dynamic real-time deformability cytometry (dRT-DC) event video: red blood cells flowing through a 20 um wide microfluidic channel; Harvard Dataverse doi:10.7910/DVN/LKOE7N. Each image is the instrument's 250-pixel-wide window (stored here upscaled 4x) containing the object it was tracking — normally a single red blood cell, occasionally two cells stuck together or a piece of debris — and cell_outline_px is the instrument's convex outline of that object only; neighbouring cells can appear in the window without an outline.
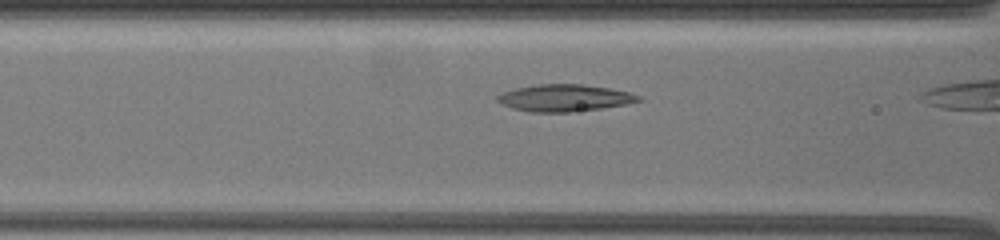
{"species": "common noctule bat (a hibernating species)", "species_latin": "Nyctalus noctula", "temperature_condition": "warm", "stored_images_in_passage": 6, "camera_frame_rate_fps": 3000, "um_per_image_px": 0.085, "animal": {"sex": "female", "body_mass_g": 19.5, "forearm_length_mm": 54.1}, "frame": {"image": 1, "passage_image": 3, "time_ms": 1.0, "image_size_px": [1000, 240], "cell_outline_px": [[644, 100], [624, 104], [600, 108], [568, 112], [528, 112], [512, 108], [500, 104], [496, 100], [496, 96], [504, 92], [516, 88], [540, 84], [584, 84], [608, 88], [628, 92], [640, 96]], "centroid_in_image_um": [47.95, 8.32], "position_along_channel_um": 118.7, "area_um2": 22.02}}
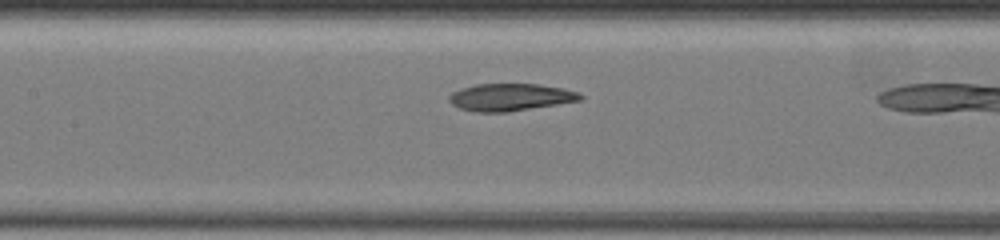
{"frame": {"image": 2, "passage_image": 5, "time_ms": 2.333, "image_size_px": [1000, 240], "cell_outline_px": [[584, 96], [580, 100], [508, 112], [476, 112], [460, 108], [452, 104], [448, 100], [448, 96], [452, 92], [460, 88], [476, 84], [540, 84], [564, 88], [576, 92]], "centroid_in_image_um": [43.34, 8.25], "position_along_channel_um": 164.1, "area_um2": 20.81}}